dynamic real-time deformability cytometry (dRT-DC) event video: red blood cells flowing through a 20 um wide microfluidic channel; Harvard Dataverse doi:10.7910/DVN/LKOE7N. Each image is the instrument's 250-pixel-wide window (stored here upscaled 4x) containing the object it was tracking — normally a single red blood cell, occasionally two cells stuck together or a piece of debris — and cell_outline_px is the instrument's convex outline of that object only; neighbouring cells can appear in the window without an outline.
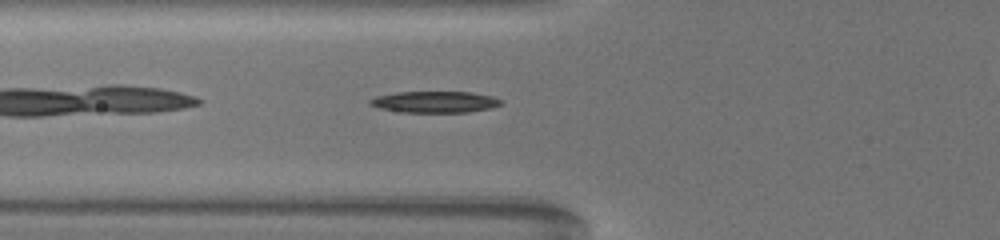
{"species": "common noctule bat (a hibernating species)", "species_latin": "Nyctalus noctula", "temperature_condition": "warm", "stored_images_in_passage": 38, "camera_frame_rate_fps": 3000, "um_per_image_px": 0.085, "animal": {"sex": "female", "body_mass_g": 19.5, "forearm_length_mm": 54.1}, "frame": {"image": 1, "passage_image": 4, "time_ms": 1.0, "image_size_px": [1000, 240], "cell_outline_px": [[500, 104], [492, 108], [468, 112], [400, 112], [380, 108], [368, 104], [368, 100], [376, 96], [400, 92], [472, 92], [492, 96], [500, 100]], "centroid_in_image_um": [36.94, 8.66], "position_along_channel_um": 88.9, "area_um2": 16.24}}
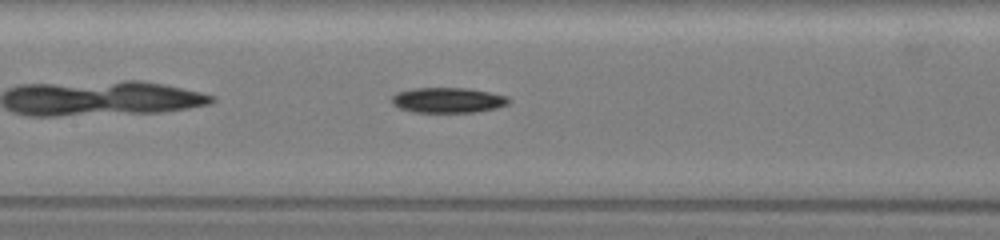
{"frame": {"image": 2, "passage_image": 11, "time_ms": 3.333, "image_size_px": [1000, 240], "cell_outline_px": [[512, 100], [508, 104], [496, 108], [476, 112], [412, 112], [400, 108], [392, 104], [392, 96], [396, 92], [416, 88], [464, 88], [488, 92], [508, 96]], "centroid_in_image_um": [38.08, 8.52], "position_along_channel_um": 169.3, "area_um2": 17.22}}
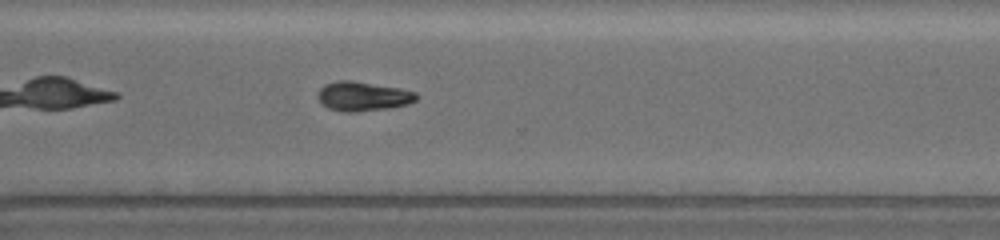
{"frame": {"image": 3, "passage_image": 26, "time_ms": 8.333, "image_size_px": [1000, 240], "cell_outline_px": [[416, 100], [408, 104], [388, 108], [356, 112], [344, 112], [328, 108], [316, 96], [320, 88], [324, 84], [336, 80], [352, 80], [400, 88], [416, 92]], "centroid_in_image_um": [30.82, 8.17], "position_along_channel_um": 339.8, "area_um2": 16.88}}